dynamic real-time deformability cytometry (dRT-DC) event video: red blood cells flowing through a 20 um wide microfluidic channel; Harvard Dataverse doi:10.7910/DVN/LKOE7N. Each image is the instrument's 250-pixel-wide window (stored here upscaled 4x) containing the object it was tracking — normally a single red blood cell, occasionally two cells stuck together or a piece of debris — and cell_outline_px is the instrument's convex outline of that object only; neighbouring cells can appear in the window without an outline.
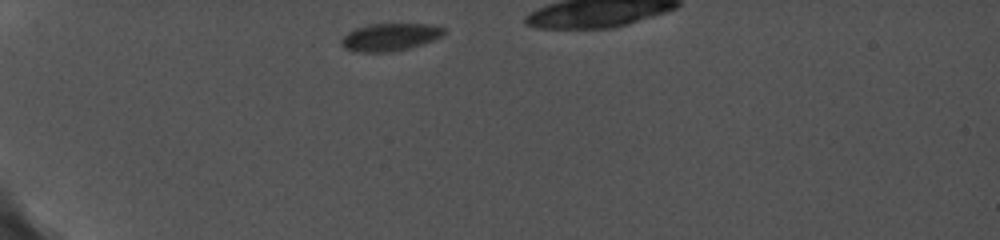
{"species": "common noctule bat (a hibernating species)", "species_latin": "Nyctalus noctula", "temperature_condition": "cold", "stored_images_in_passage": 22, "camera_frame_rate_fps": 5000, "um_per_image_px": 0.085, "animal": {"sex": "female", "body_mass_g": 19.0, "forearm_length_mm": 56.7}, "frame": {"image": 1, "passage_image": 1, "time_ms": 0.0, "image_size_px": [1000, 240], "cell_outline_px": [[448, 32], [444, 36], [408, 48], [392, 52], [356, 52], [344, 48], [340, 44], [340, 40], [348, 32], [356, 28], [368, 24], [428, 24], [444, 28]], "centroid_in_image_um": [33.14, 3.15], "position_along_channel_um": 51.9, "area_um2": 16.53}}
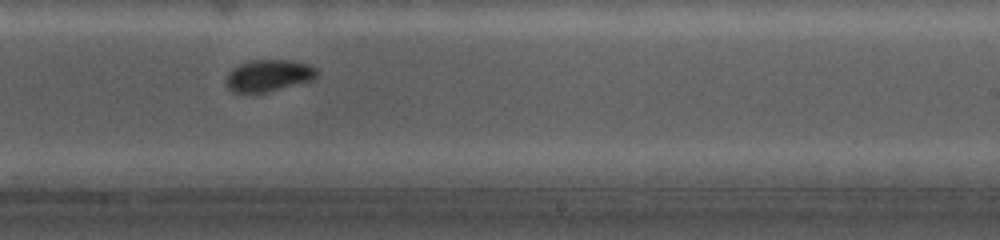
{"frame": {"image": 2, "passage_image": 14, "time_ms": 6.6, "image_size_px": [1000, 240], "cell_outline_px": [[316, 76], [312, 80], [268, 92], [252, 96], [244, 96], [232, 92], [228, 88], [224, 80], [228, 72], [232, 68], [240, 64], [252, 60], [288, 60], [308, 64], [316, 68]], "centroid_in_image_um": [22.73, 6.48], "position_along_channel_um": 266.3, "area_um2": 17.4}}
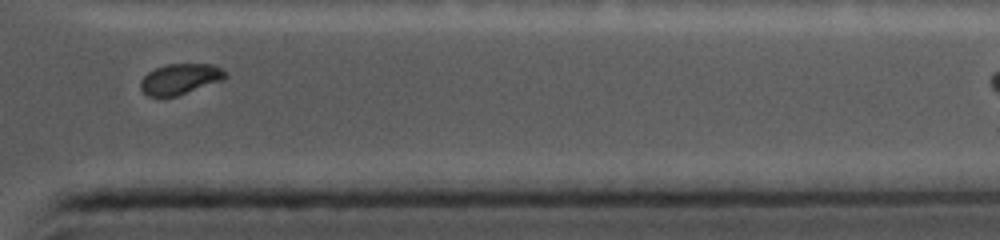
{"frame": {"image": 3, "passage_image": 20, "time_ms": 10.0, "image_size_px": [1000, 240], "cell_outline_px": [[228, 76], [224, 80], [176, 96], [148, 96], [140, 88], [140, 80], [148, 72], [164, 64], [212, 64], [228, 72]], "centroid_in_image_um": [15.33, 6.7], "position_along_channel_um": 396.1, "area_um2": 15.2}}